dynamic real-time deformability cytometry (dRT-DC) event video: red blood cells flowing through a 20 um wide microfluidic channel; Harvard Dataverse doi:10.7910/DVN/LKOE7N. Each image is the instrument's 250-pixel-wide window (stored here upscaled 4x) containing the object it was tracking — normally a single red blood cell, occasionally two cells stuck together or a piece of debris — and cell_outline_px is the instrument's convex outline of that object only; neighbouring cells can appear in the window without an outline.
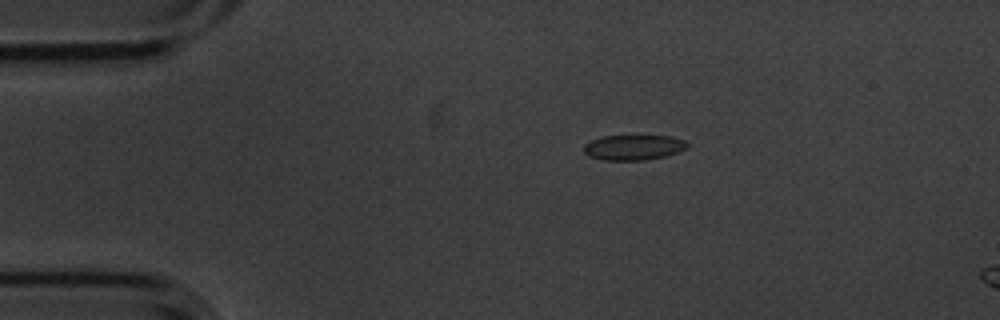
{"species": "common noctule bat (a hibernating species)", "species_latin": "Nyctalus noctula", "temperature_condition": "cold", "stored_images_in_passage": 4, "camera_frame_rate_fps": 3000, "um_per_image_px": 0.085, "animal": {"sex": "male", "body_mass_g": 20.1, "forearm_length_mm": 53.5}, "frame": {"image": 1, "passage_image": 2, "time_ms": 0.333, "image_size_px": [1000, 320], "cell_outline_px": [[688, 148], [680, 152], [664, 156], [644, 160], [604, 160], [588, 156], [584, 152], [584, 144], [600, 136], [672, 136], [684, 140], [688, 144]], "centroid_in_image_um": [53.86, 12.53], "position_along_channel_um": 31.1, "area_um2": 15.26}}